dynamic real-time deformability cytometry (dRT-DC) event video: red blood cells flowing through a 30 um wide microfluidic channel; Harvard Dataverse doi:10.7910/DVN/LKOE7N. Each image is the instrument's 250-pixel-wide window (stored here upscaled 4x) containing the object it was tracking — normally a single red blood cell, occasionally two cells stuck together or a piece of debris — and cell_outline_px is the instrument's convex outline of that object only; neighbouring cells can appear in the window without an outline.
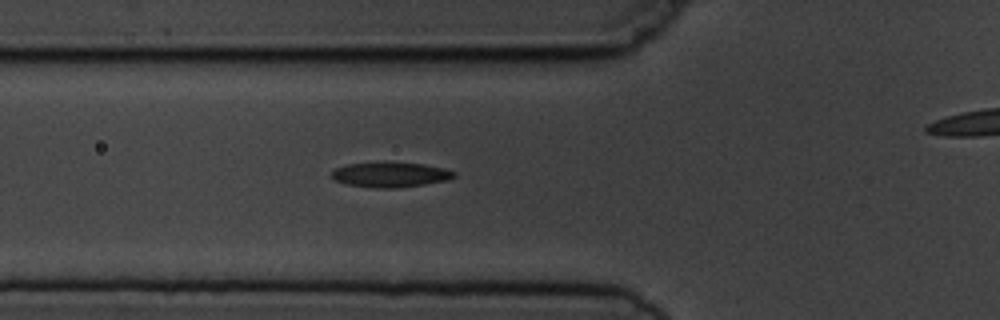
{"species": "common noctule bat (a hibernating species)", "species_latin": "Nyctalus noctula", "temperature_condition": "cold", "stored_images_in_passage": 6, "camera_frame_rate_fps": 3000, "um_per_image_px": 0.085, "animal": {"sex": "male", "body_mass_g": 19.5, "forearm_length_mm": 54.6}, "frame": {"image": 1, "passage_image": 5, "time_ms": 4.667, "image_size_px": [1000, 320], "cell_outline_px": [[456, 176], [448, 180], [400, 188], [376, 188], [344, 184], [332, 180], [332, 172], [336, 168], [348, 164], [384, 160], [388, 160], [424, 164], [444, 168], [456, 172]], "centroid_in_image_um": [33.17, 14.82], "position_along_channel_um": 92.6, "area_um2": 18.55}}